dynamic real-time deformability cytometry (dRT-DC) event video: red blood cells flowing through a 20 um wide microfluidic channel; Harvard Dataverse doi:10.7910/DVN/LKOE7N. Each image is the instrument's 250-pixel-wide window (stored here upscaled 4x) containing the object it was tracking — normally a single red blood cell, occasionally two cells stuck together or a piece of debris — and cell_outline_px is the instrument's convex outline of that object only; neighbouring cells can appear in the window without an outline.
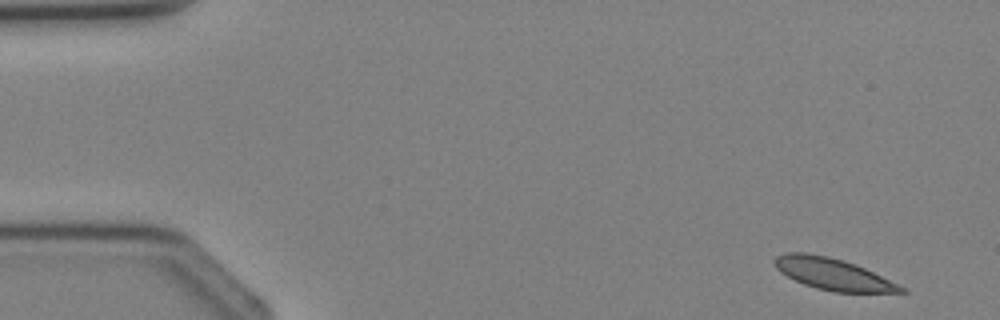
{"species": "Egyptian fruit bat (a non-hibernating species)", "species_latin": "Rousettus aegyptiacus", "temperature_condition": "cold", "stored_images_in_passage": 4, "segment_of_instrument_passage": [1, 2], "camera_frame_rate_fps": 3000, "um_per_image_px": 0.085, "animal": {"sex": "female"}, "frame": {"image": 1, "passage_image": 1, "time_ms": 0.0, "image_size_px": [1000, 320], "cell_outline_px": [[908, 292], [832, 292], [816, 288], [804, 284], [780, 272], [776, 268], [772, 260], [776, 256], [784, 252], [804, 252], [828, 256], [844, 260], [856, 264], [904, 288]], "centroid_in_image_um": [70.71, 23.27], "position_along_channel_um": 14.3, "area_um2": 23.06}}